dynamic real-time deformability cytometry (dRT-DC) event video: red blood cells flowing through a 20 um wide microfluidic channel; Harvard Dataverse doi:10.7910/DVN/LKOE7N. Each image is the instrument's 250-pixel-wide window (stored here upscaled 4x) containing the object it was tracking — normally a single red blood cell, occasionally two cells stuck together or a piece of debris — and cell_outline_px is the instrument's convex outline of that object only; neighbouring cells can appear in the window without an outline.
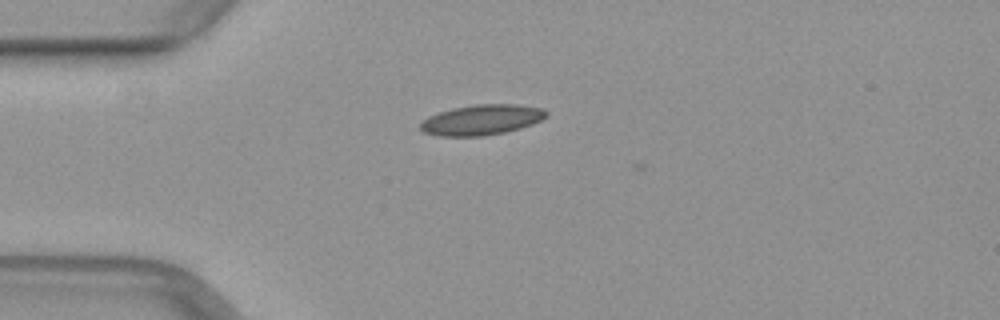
{"species": "common noctule bat (a hibernating species)", "species_latin": "Nyctalus noctula", "temperature_condition": "warm", "stored_images_in_passage": 34, "camera_frame_rate_fps": 3000, "um_per_image_px": 0.085, "animal": {"sex": "female", "body_mass_g": 29.2, "forearm_length_mm": 56.3}, "frame": {"image": 1, "passage_image": 1, "time_ms": 0.0, "image_size_px": [1000, 320], "cell_outline_px": [[548, 116], [532, 124], [520, 128], [504, 132], [484, 136], [440, 136], [424, 132], [420, 128], [420, 124], [428, 116], [452, 108], [476, 104], [516, 104], [544, 108], [548, 112]], "centroid_in_image_um": [40.97, 10.18], "position_along_channel_um": 44.0, "area_um2": 22.25}}
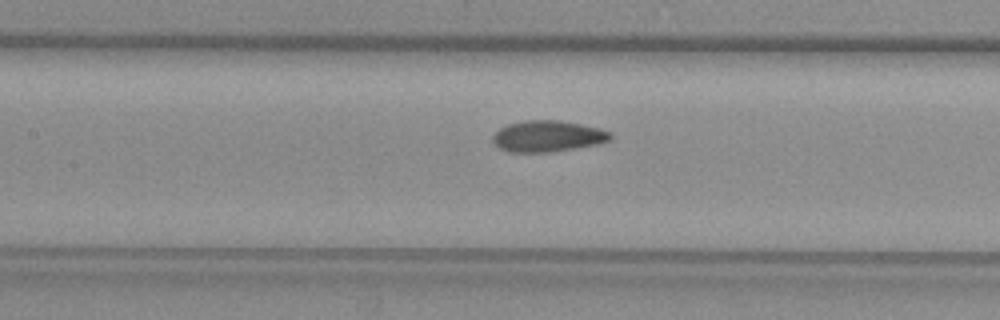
{"frame": {"image": 2, "passage_image": 11, "time_ms": 3.333, "image_size_px": [1000, 320], "cell_outline_px": [[612, 140], [600, 144], [548, 152], [508, 152], [500, 148], [492, 140], [492, 136], [500, 128], [508, 124], [524, 120], [560, 120], [600, 128], [612, 132]], "centroid_in_image_um": [46.59, 11.57], "position_along_channel_um": 160.8, "area_um2": 21.5}}
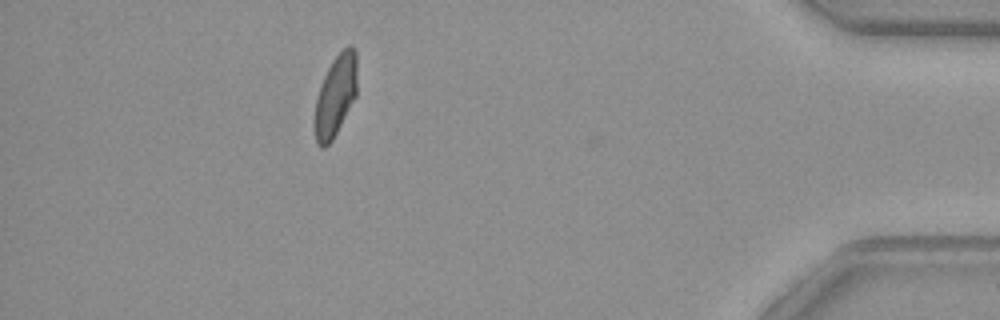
{"frame": {"image": 3, "passage_image": 33, "time_ms": 10.667, "image_size_px": [1000, 320], "cell_outline_px": [[356, 96], [332, 140], [324, 148], [320, 148], [316, 144], [312, 124], [316, 96], [324, 76], [332, 60], [348, 44], [356, 52]], "centroid_in_image_um": [28.46, 8.2], "position_along_channel_um": 406.7, "area_um2": 20.29}}